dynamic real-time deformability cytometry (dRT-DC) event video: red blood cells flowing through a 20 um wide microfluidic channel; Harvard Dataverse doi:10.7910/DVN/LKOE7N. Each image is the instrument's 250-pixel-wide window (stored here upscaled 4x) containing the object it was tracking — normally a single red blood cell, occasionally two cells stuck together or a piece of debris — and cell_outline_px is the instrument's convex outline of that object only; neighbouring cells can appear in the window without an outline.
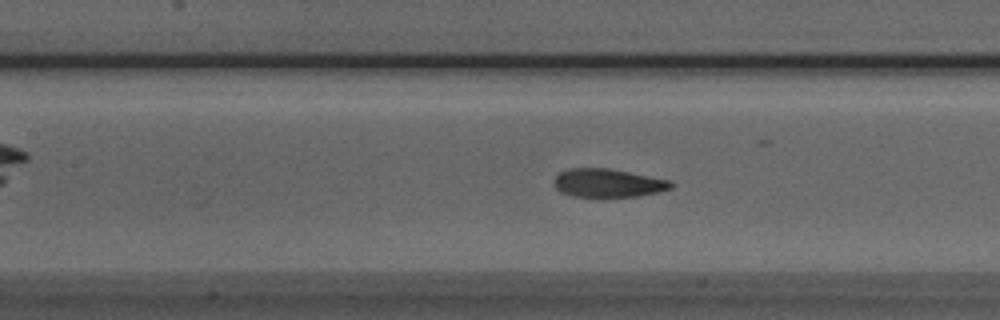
{"species": "Egyptian fruit bat (a non-hibernating species)", "species_latin": "Rousettus aegyptiacus", "temperature_condition": "room temperature", "stored_images_in_passage": 50, "camera_frame_rate_fps": 3000, "um_per_image_px": 0.085, "animal": {"sex": "male"}, "frame": {"image": 1, "passage_image": 21, "time_ms": 6.667, "image_size_px": [1000, 320], "cell_outline_px": [[672, 188], [656, 192], [636, 196], [572, 196], [560, 192], [556, 188], [552, 180], [560, 172], [572, 168], [608, 168], [668, 180], [672, 184]], "centroid_in_image_um": [51.61, 15.55], "position_along_channel_um": 155.8, "area_um2": 18.96}}
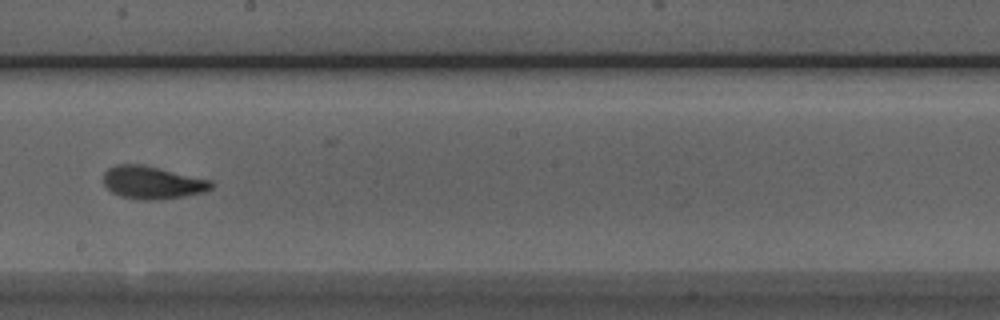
{"frame": {"image": 2, "passage_image": 27, "time_ms": 8.667, "image_size_px": [1000, 320], "cell_outline_px": [[216, 184], [212, 188], [204, 192], [184, 196], [156, 200], [140, 200], [120, 196], [112, 192], [104, 184], [104, 172], [108, 168], [116, 164], [140, 164], [212, 180]], "centroid_in_image_um": [12.96, 15.52], "position_along_channel_um": 235.2, "area_um2": 20.58}}
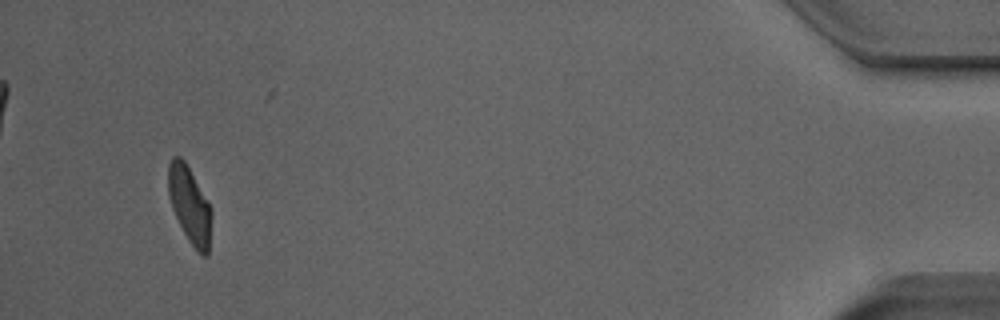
{"frame": {"image": 3, "passage_image": 47, "time_ms": 15.333, "image_size_px": [1000, 320], "cell_outline_px": [[212, 216], [208, 256], [204, 256], [188, 240], [172, 208], [168, 196], [168, 164], [172, 156], [180, 156], [184, 160], [212, 208]], "centroid_in_image_um": [16.12, 17.39], "position_along_channel_um": 419.1, "area_um2": 19.19}, "authors_computed_cell_mechanics": {"area_um2": 20.2011, "velocity_mm_per_s": 3.9958, "shape_relaxation_time_tau1_ms": 3.7133, "shape_relaxation_time_tau2_ms": 1.3326, "deformation_change_tau1": 0.1539, "deformation_change_tau2": 0.066}}